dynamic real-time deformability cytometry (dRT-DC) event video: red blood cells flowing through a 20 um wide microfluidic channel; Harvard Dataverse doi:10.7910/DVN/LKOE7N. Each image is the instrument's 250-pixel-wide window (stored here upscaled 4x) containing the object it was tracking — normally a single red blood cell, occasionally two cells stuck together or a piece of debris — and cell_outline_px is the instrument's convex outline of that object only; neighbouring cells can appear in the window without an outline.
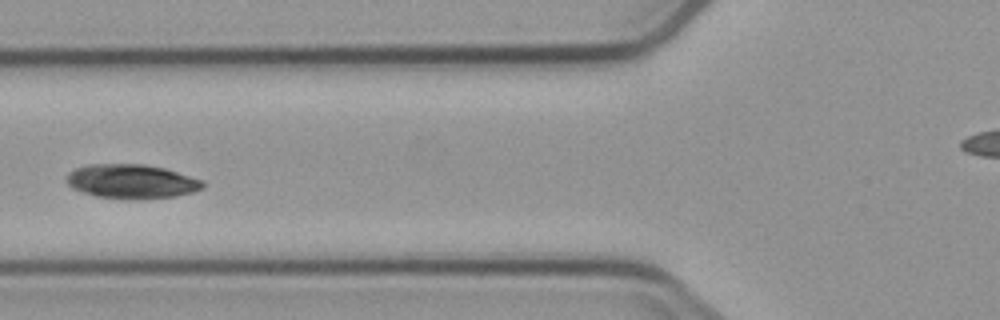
{"species": "common noctule bat (a hibernating species)", "species_latin": "Nyctalus noctula", "temperature_condition": "cold", "stored_images_in_passage": 6, "camera_frame_rate_fps": 3000, "um_per_image_px": 0.085, "animal": {"sex": "male", "body_mass_g": 23.1, "forearm_length_mm": 52.7}, "frame": {"image": 1, "passage_image": 6, "time_ms": 5.667, "image_size_px": [1000, 320], "cell_outline_px": [[204, 188], [192, 192], [176, 196], [132, 200], [128, 200], [96, 196], [80, 192], [72, 188], [68, 184], [68, 172], [76, 168], [92, 164], [144, 164], [164, 168], [204, 180]], "centroid_in_image_um": [11.2, 15.43], "position_along_channel_um": 114.6, "area_um2": 27.28}}